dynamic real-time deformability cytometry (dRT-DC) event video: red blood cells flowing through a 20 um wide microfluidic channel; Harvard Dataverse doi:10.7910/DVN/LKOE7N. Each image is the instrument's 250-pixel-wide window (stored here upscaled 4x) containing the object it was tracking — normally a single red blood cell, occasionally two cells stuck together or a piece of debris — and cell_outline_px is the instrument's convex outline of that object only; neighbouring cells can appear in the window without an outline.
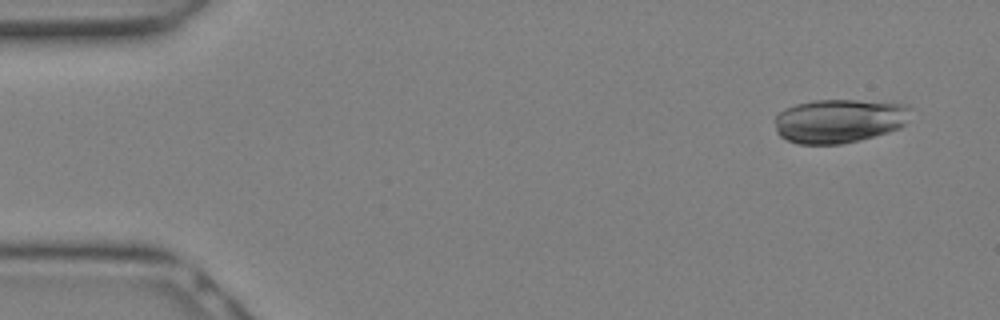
{"species": "Egyptian fruit bat (a non-hibernating species)", "species_latin": "Rousettus aegyptiacus", "temperature_condition": "warm", "stored_images_in_passage": 10, "camera_frame_rate_fps": 3000, "um_per_image_px": 0.085, "animal": {"sex": "female"}, "frame": {"image": 1, "passage_image": 2, "time_ms": 0.333, "image_size_px": [1000, 320], "cell_outline_px": [[912, 108], [904, 124], [900, 128], [888, 132], [860, 140], [840, 144], [796, 144], [780, 136], [776, 132], [776, 116], [784, 108], [796, 104], [816, 100], [856, 100], [908, 104]], "centroid_in_image_um": [71.34, 10.27], "position_along_channel_um": 13.7, "area_um2": 34.8}}
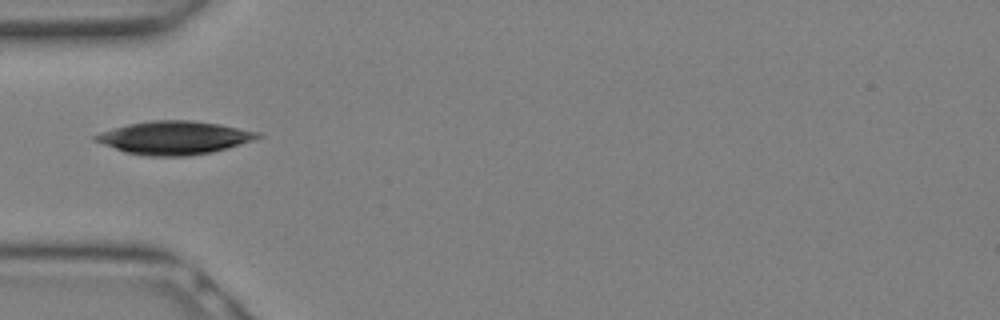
{"frame": {"image": 2, "passage_image": 9, "time_ms": 2.667, "image_size_px": [1000, 320], "cell_outline_px": [[264, 136], [228, 148], [212, 152], [188, 156], [144, 156], [124, 152], [92, 140], [92, 136], [100, 132], [112, 128], [128, 124], [152, 120], [188, 120], [220, 124], [260, 132]], "centroid_in_image_um": [14.79, 11.71], "position_along_channel_um": 70.2, "area_um2": 31.56}}